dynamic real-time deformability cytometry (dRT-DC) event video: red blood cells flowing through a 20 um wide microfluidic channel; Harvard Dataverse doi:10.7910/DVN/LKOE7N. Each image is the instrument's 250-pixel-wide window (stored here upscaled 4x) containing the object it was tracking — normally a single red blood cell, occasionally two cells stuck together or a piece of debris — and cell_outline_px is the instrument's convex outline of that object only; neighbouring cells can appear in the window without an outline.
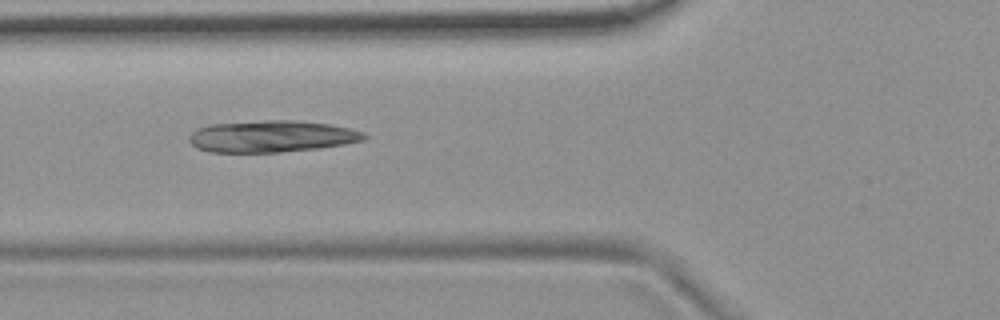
{"species": "common noctule bat (a hibernating species)", "species_latin": "Nyctalus noctula", "temperature_condition": "room temperature", "stored_images_in_passage": 10, "camera_frame_rate_fps": 3000, "um_per_image_px": 0.085, "animal": {"sex": "female", "body_mass_g": 19.9}, "frame": {"image": 1, "passage_image": 6, "time_ms": 1.667, "image_size_px": [1000, 320], "cell_outline_px": [[368, 136], [364, 140], [344, 144], [320, 148], [280, 152], [208, 152], [196, 148], [188, 140], [188, 136], [196, 128], [208, 124], [264, 120], [292, 120], [328, 124], [348, 128], [364, 132]], "centroid_in_image_um": [23.04, 11.59], "position_along_channel_um": 102.8, "area_um2": 32.54}}
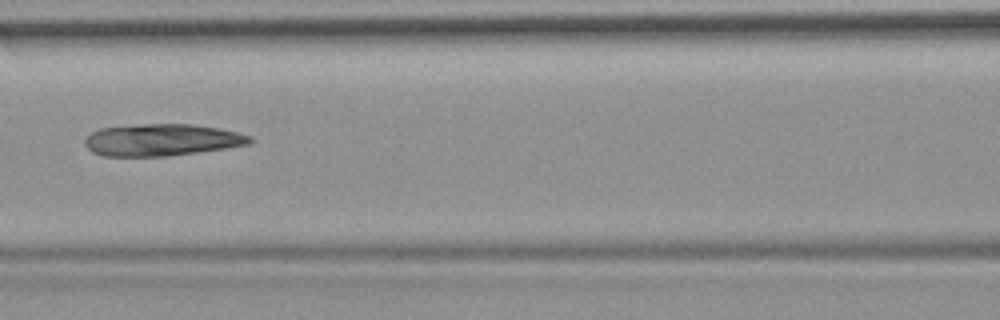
{"frame": {"image": 2, "passage_image": 7, "time_ms": 2.0, "image_size_px": [1000, 320], "cell_outline_px": [[252, 140], [248, 144], [224, 148], [168, 156], [104, 156], [92, 152], [84, 144], [84, 140], [92, 132], [100, 128], [144, 124], [192, 124], [220, 128], [252, 136]], "centroid_in_image_um": [13.73, 11.89], "position_along_channel_um": 152.9, "area_um2": 30.52}}
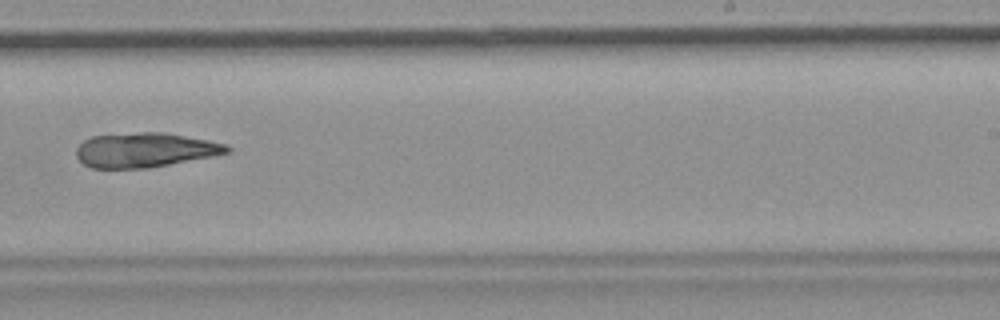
{"frame": {"image": 3, "passage_image": 10, "time_ms": 3.0, "image_size_px": [1000, 320], "cell_outline_px": [[232, 152], [212, 156], [148, 168], [92, 168], [84, 164], [76, 156], [76, 148], [84, 140], [92, 136], [140, 132], [164, 132], [208, 140], [224, 144], [232, 148]], "centroid_in_image_um": [12.32, 12.75], "position_along_channel_um": 276.7, "area_um2": 30.23}}